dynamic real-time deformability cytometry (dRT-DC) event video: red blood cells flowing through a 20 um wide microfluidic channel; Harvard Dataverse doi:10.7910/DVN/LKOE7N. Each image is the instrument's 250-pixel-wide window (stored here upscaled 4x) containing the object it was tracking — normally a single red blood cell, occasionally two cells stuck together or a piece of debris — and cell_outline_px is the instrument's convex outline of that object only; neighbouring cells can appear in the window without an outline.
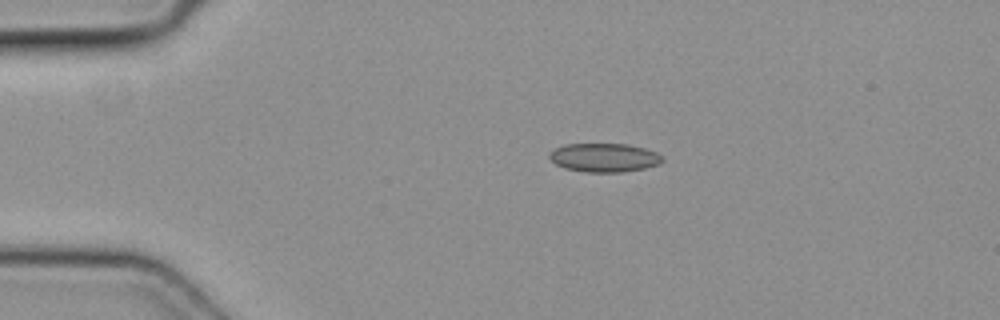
{"species": "common noctule bat (a hibernating species)", "species_latin": "Nyctalus noctula", "temperature_condition": "cold", "stored_images_in_passage": 5, "camera_frame_rate_fps": 3000, "um_per_image_px": 0.085, "animal": {"sex": "female", "body_mass_g": 19.3, "forearm_length_mm": 54.1}, "frame": {"image": 1, "passage_image": 5, "time_ms": 1.333, "image_size_px": [1000, 320], "cell_outline_px": [[664, 160], [660, 164], [644, 168], [624, 172], [584, 172], [564, 168], [556, 164], [548, 156], [548, 152], [564, 144], [628, 144], [644, 148], [656, 152], [664, 156]], "centroid_in_image_um": [51.37, 13.4], "position_along_channel_um": 33.6, "area_um2": 19.07}}